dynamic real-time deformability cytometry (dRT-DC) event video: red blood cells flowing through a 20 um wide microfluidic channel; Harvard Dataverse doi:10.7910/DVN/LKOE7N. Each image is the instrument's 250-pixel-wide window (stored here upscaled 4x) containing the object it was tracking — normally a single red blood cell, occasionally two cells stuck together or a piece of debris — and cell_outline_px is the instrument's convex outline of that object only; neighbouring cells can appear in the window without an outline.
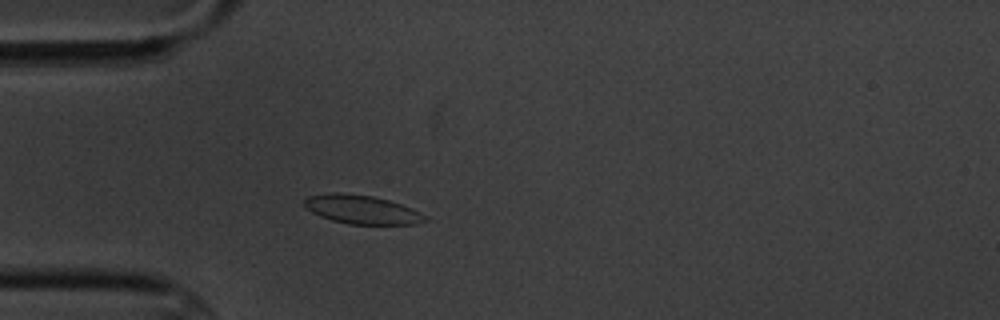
{"species": "common noctule bat (a hibernating species)", "species_latin": "Nyctalus noctula", "temperature_condition": "cold", "stored_images_in_passage": 3, "camera_frame_rate_fps": 3000, "um_per_image_px": 0.085, "animal": {"sex": "male", "body_mass_g": 20.1, "forearm_length_mm": 53.5}, "frame": {"image": 1, "passage_image": 3, "time_ms": 3.0, "image_size_px": [1000, 320], "cell_outline_px": [[428, 220], [416, 224], [348, 224], [332, 220], [320, 216], [312, 212], [304, 204], [304, 200], [308, 196], [336, 192], [372, 196], [388, 200], [412, 208], [428, 216]], "centroid_in_image_um": [30.79, 17.82], "position_along_channel_um": 54.2, "area_um2": 20.06}}